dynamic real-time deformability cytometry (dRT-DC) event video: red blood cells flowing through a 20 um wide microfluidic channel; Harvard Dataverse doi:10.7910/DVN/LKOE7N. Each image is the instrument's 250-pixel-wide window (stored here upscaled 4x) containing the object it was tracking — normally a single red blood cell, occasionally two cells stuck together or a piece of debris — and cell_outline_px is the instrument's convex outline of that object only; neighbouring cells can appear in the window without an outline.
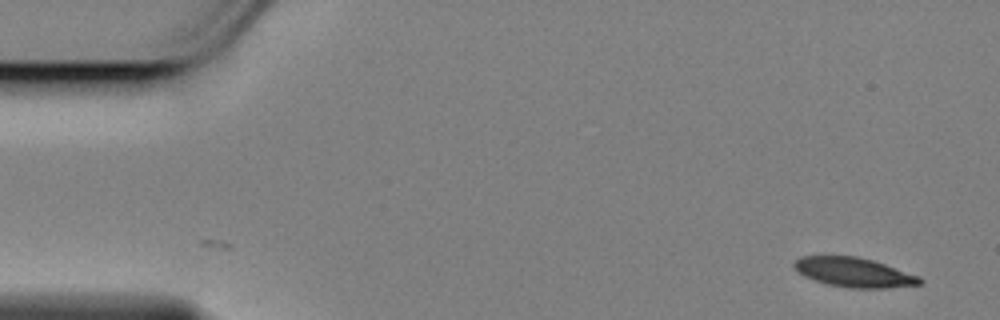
{"species": "Egyptian fruit bat (a non-hibernating species)", "species_latin": "Rousettus aegyptiacus", "temperature_condition": "cold", "stored_images_in_passage": 55, "camera_frame_rate_fps": 3000, "um_per_image_px": 0.085, "animal": {"sex": "female"}, "frame": {"image": 1, "passage_image": 1, "time_ms": 0.0, "image_size_px": [1000, 320], "cell_outline_px": [[924, 284], [884, 288], [848, 288], [828, 284], [804, 276], [796, 272], [792, 264], [800, 256], [856, 256], [872, 260], [920, 276], [924, 280]], "centroid_in_image_um": [72.59, 23.15], "position_along_channel_um": 12.4, "area_um2": 21.62}}
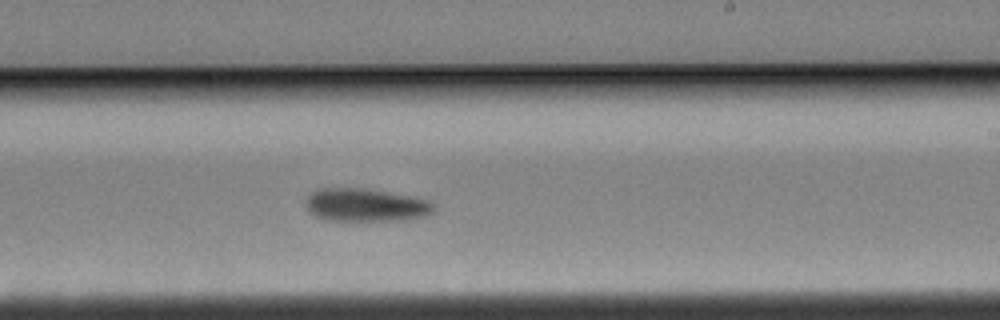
{"frame": {"image": 2, "passage_image": 32, "time_ms": 10.333, "image_size_px": [1000, 320], "cell_outline_px": [[436, 212], [428, 216], [404, 220], [324, 220], [316, 216], [308, 208], [308, 196], [312, 192], [320, 188], [360, 188], [432, 200], [436, 204]], "centroid_in_image_um": [31.19, 17.44], "position_along_channel_um": 257.8, "area_um2": 24.51}}
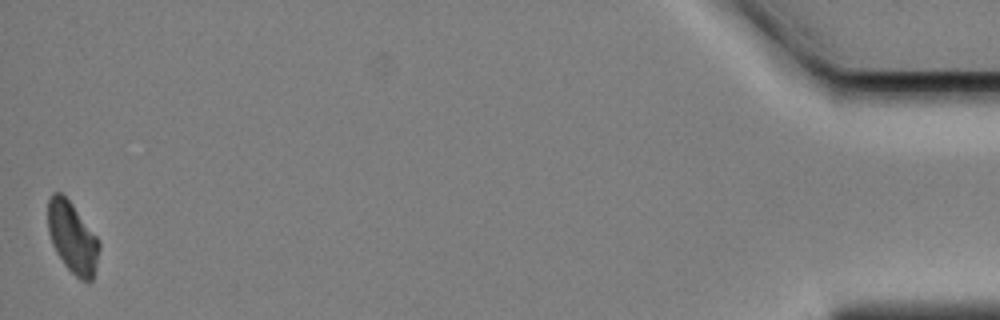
{"frame": {"image": 3, "passage_image": 55, "time_ms": 18.0, "image_size_px": [1000, 320], "cell_outline_px": [[100, 248], [92, 280], [88, 284], [80, 280], [64, 264], [56, 252], [52, 244], [48, 232], [48, 200], [52, 192], [60, 192], [72, 204], [100, 240]], "centroid_in_image_um": [6.16, 20.21], "position_along_channel_um": 429.0, "area_um2": 21.27}}